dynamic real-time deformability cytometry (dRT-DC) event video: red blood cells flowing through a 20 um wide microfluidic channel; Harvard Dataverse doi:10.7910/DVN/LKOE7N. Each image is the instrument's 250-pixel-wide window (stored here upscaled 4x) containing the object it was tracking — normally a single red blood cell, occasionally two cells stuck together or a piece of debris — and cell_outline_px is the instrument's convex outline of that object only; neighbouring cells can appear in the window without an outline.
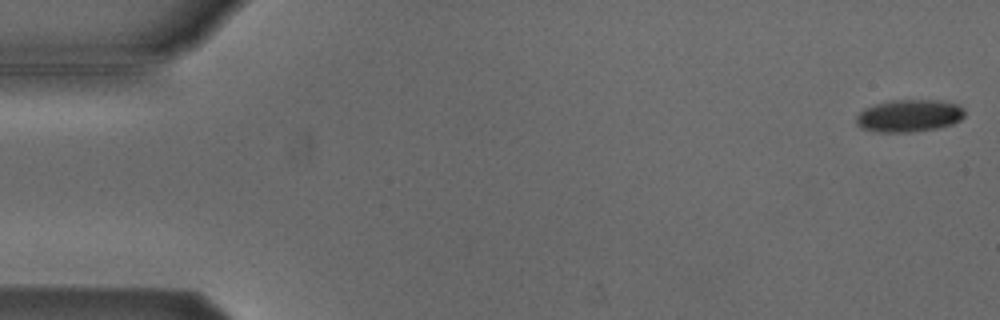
{"species": "Egyptian fruit bat (a non-hibernating species)", "species_latin": "Rousettus aegyptiacus", "temperature_condition": "cold", "stored_images_in_passage": 51, "camera_frame_rate_fps": 3000, "um_per_image_px": 0.085, "animal": {"sex": "male"}, "frame": {"image": 1, "passage_image": 1, "time_ms": 0.0, "image_size_px": [1000, 320], "cell_outline_px": [[964, 116], [960, 120], [952, 124], [940, 128], [912, 132], [876, 132], [860, 128], [856, 124], [856, 116], [864, 108], [888, 100], [940, 100], [956, 104], [964, 108]], "centroid_in_image_um": [77.26, 9.84], "position_along_channel_um": 7.7, "area_um2": 20.69}}
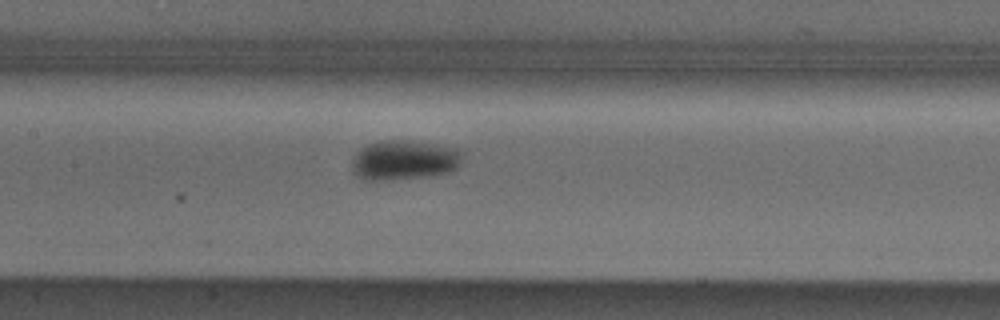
{"frame": {"image": 2, "passage_image": 25, "time_ms": 8.0, "image_size_px": [1000, 320], "cell_outline_px": [[464, 152], [460, 164], [456, 168], [448, 172], [432, 176], [380, 180], [364, 180], [352, 172], [352, 160], [356, 152], [360, 148], [368, 144], [384, 140], [404, 140], [436, 144], [456, 148]], "centroid_in_image_um": [34.35, 13.6], "position_along_channel_um": 173.0, "area_um2": 25.72}}
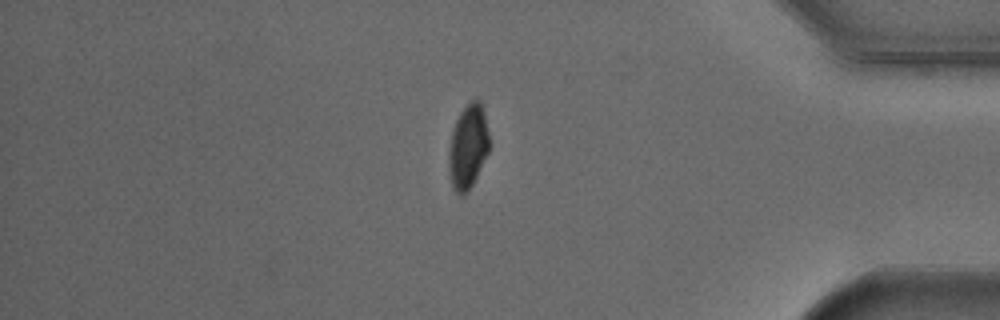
{"frame": {"image": 3, "passage_image": 45, "time_ms": 14.667, "image_size_px": [1000, 320], "cell_outline_px": [[492, 144], [468, 192], [464, 196], [456, 192], [452, 188], [448, 164], [448, 152], [452, 132], [456, 120], [460, 112], [472, 100], [480, 100], [484, 112]], "centroid_in_image_um": [39.8, 12.47], "position_along_channel_um": 395.4, "area_um2": 20.0}, "authors_computed_cell_mechanics": {"area_um2": 21.675, "velocity_mm_per_s": 3.8349, "shape_relaxation_time_tau1_ms": 6.3965, "shape_relaxation_time_tau2_ms": null, "deformation_change_tau1": 0.1016, "deformation_change_tau2": null}}